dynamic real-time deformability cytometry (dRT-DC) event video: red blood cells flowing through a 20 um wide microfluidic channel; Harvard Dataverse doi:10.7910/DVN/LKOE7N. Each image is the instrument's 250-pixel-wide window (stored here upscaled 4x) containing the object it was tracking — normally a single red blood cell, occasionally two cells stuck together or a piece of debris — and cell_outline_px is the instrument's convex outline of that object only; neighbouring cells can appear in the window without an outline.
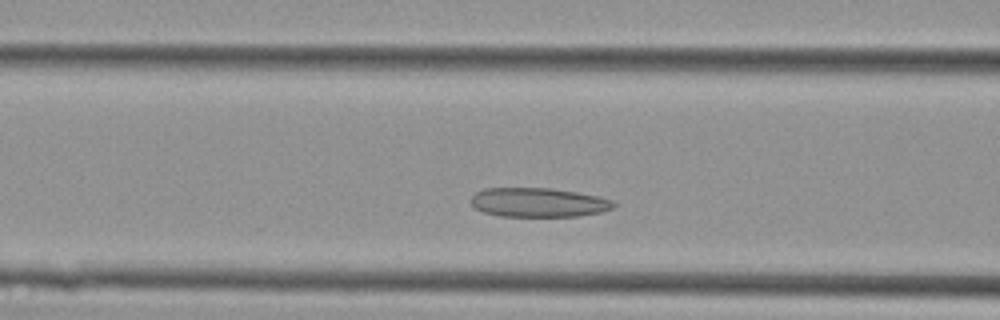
{"species": "Egyptian fruit bat (a non-hibernating species)", "species_latin": "Rousettus aegyptiacus", "temperature_condition": "cold", "stored_images_in_passage": 41, "camera_frame_rate_fps": 3000, "um_per_image_px": 0.085, "animal": {"sex": "female"}, "frame": {"image": 1, "passage_image": 13, "time_ms": 4.0, "image_size_px": [1000, 320], "cell_outline_px": [[616, 204], [612, 208], [600, 212], [580, 216], [500, 216], [484, 212], [476, 208], [472, 204], [472, 196], [476, 192], [484, 188], [552, 188], [576, 192], [616, 200]], "centroid_in_image_um": [45.79, 17.2], "position_along_channel_um": 120.8, "area_um2": 24.22}}
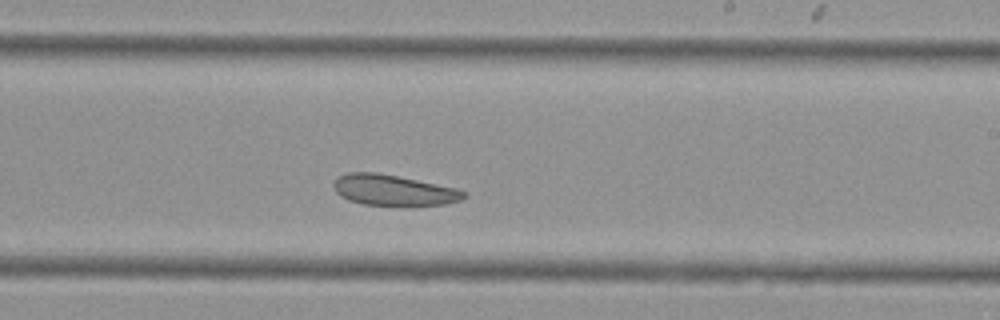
{"frame": {"image": 2, "passage_image": 22, "time_ms": 7.0, "image_size_px": [1000, 320], "cell_outline_px": [[468, 196], [460, 200], [444, 204], [404, 208], [364, 204], [348, 200], [340, 196], [336, 192], [332, 184], [340, 176], [348, 172], [376, 172], [456, 188], [468, 192]], "centroid_in_image_um": [33.48, 16.21], "position_along_channel_um": 255.5, "area_um2": 23.93}}
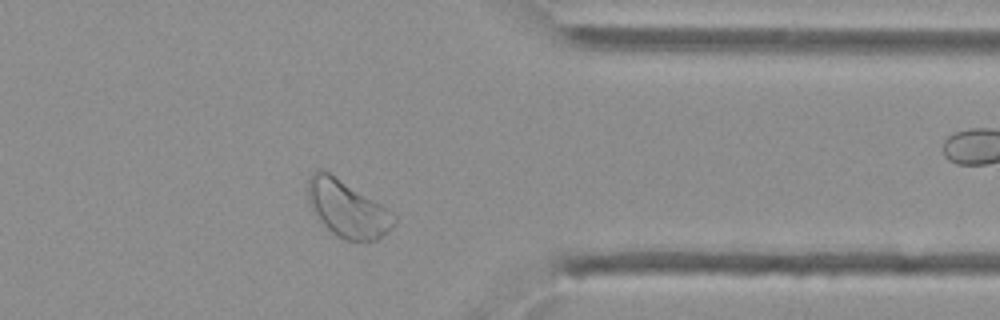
{"frame": {"image": 3, "passage_image": 31, "time_ms": 10.0, "image_size_px": [1000, 320], "cell_outline_px": [[396, 224], [388, 232], [376, 240], [344, 240], [336, 236], [312, 212], [308, 204], [308, 176], [316, 168], [320, 168], [328, 172], [388, 208], [396, 216]], "centroid_in_image_um": [29.51, 17.74], "position_along_channel_um": 381.9, "area_um2": 28.5}}